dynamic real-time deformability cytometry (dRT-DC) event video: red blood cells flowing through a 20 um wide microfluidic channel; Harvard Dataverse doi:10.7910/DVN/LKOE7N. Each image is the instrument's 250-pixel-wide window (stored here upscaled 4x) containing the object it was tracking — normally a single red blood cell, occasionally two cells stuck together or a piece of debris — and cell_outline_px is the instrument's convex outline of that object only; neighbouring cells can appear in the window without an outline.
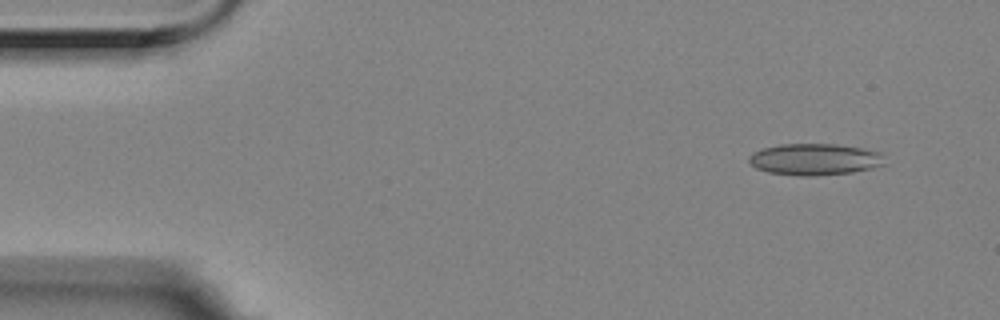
{"species": "Egyptian fruit bat (a non-hibernating species)", "species_latin": "Rousettus aegyptiacus", "temperature_condition": "room temperature", "stored_images_in_passage": 4, "camera_frame_rate_fps": 3000, "um_per_image_px": 0.085, "animal": {"sex": "female"}, "frame": {"image": 1, "passage_image": 1, "time_ms": 0.0, "image_size_px": [1000, 320], "cell_outline_px": [[888, 164], [872, 168], [852, 172], [816, 176], [796, 176], [768, 172], [756, 168], [748, 160], [748, 156], [752, 152], [760, 148], [780, 144], [836, 144], [864, 148], [884, 152]], "centroid_in_image_um": [69.31, 13.54], "position_along_channel_um": 15.7, "area_um2": 25.61}}